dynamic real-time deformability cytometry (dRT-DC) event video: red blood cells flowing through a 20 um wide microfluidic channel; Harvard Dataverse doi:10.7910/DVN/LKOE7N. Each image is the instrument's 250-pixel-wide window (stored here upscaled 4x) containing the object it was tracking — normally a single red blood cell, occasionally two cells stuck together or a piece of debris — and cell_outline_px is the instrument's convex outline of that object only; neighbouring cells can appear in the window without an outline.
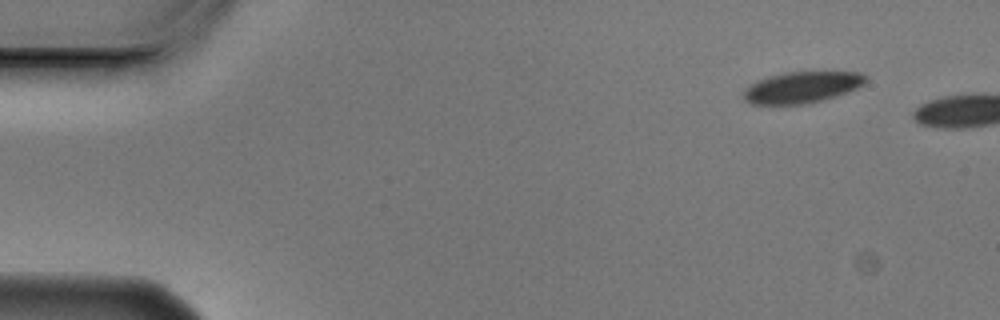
{"species": "Egyptian fruit bat (a non-hibernating species)", "species_latin": "Rousettus aegyptiacus", "temperature_condition": "cold", "stored_images_in_passage": 2, "camera_frame_rate_fps": 3000, "um_per_image_px": 0.085, "animal": {"sex": "male"}, "frame": {"image": 1, "passage_image": 1, "time_ms": 0.0, "image_size_px": [1000, 320], "cell_outline_px": [[868, 80], [864, 84], [848, 92], [808, 104], [752, 104], [744, 100], [744, 88], [748, 84], [756, 80], [768, 76], [784, 72], [860, 72], [868, 76]], "centroid_in_image_um": [68.15, 7.41], "position_along_channel_um": 16.8, "area_um2": 22.48}}